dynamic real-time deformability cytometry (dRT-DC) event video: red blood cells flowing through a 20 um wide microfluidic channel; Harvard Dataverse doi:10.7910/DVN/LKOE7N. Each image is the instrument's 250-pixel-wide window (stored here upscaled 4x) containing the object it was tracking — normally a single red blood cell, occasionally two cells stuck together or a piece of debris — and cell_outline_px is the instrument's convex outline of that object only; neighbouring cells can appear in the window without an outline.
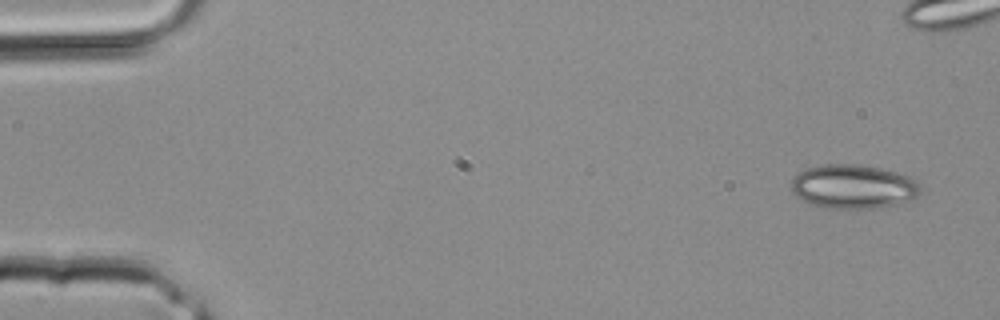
{"species": "common noctule bat (a hibernating species)", "species_latin": "Nyctalus noctula", "temperature_condition": "room temperature", "stored_images_in_passage": 3, "segment_of_instrument_passage": [2, 2], "camera_frame_rate_fps": 3000, "um_per_image_px": 0.085, "animal": {"sex": "male", "body_mass_g": 20.4}, "frame": {"image": 1, "passage_image": 3, "time_ms": 0.667, "image_size_px": [1000, 320], "cell_outline_px": [[924, 184], [920, 192], [916, 196], [908, 200], [896, 204], [876, 208], [828, 208], [808, 204], [796, 196], [792, 192], [792, 180], [804, 168], [824, 164], [856, 164], [880, 168], [896, 172], [920, 180]], "centroid_in_image_um": [72.56, 15.85], "position_along_channel_um": 12.4, "area_um2": 33.41}}